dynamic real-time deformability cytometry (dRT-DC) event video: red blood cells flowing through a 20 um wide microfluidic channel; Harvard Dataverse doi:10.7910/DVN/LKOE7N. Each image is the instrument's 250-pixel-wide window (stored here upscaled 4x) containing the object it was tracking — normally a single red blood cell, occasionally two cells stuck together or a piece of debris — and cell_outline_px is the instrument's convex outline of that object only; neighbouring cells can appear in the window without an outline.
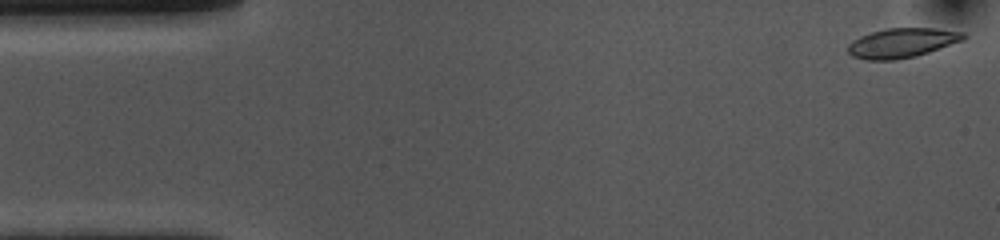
{"species": "common noctule bat (a hibernating species)", "species_latin": "Nyctalus noctula", "temperature_condition": "cold", "stored_images_in_passage": 53, "camera_frame_rate_fps": 3000, "um_per_image_px": 0.085, "animal": {"sex": "female", "body_mass_g": 10.0, "forearm_length_mm": 53.1}, "frame": {"image": 1, "passage_image": 1, "time_ms": 0.0, "image_size_px": [1000, 240], "cell_outline_px": [[968, 36], [964, 40], [916, 56], [896, 60], [864, 60], [852, 56], [848, 52], [848, 44], [852, 40], [860, 36], [872, 32], [888, 28], [936, 28], [964, 32]], "centroid_in_image_um": [76.67, 3.65], "position_along_channel_um": 8.3, "area_um2": 20.0}}
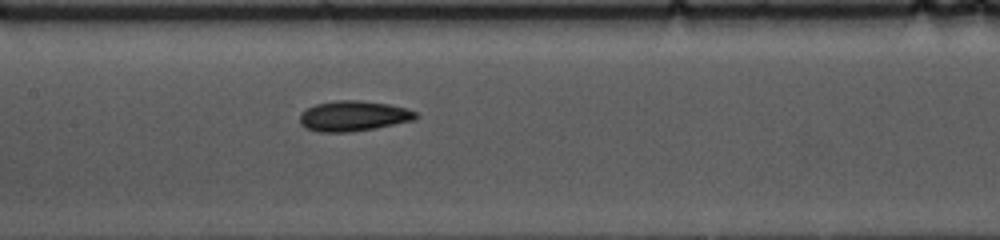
{"frame": {"image": 2, "passage_image": 24, "time_ms": 7.667, "image_size_px": [1000, 240], "cell_outline_px": [[420, 116], [416, 120], [376, 128], [348, 132], [320, 132], [304, 128], [300, 124], [300, 112], [316, 104], [336, 100], [356, 100], [388, 104], [404, 108], [416, 112]], "centroid_in_image_um": [30.04, 9.87], "position_along_channel_um": 177.4, "area_um2": 20.58}}
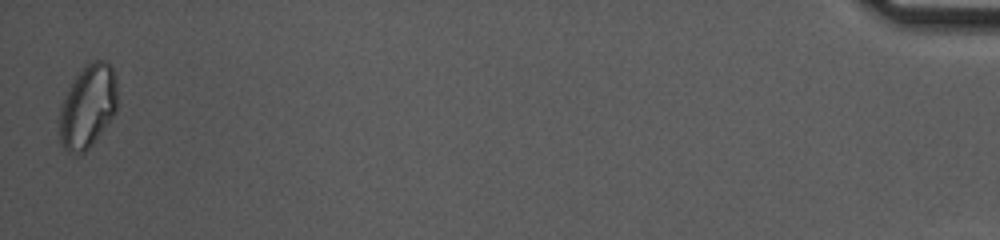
{"frame": {"image": 3, "passage_image": 53, "time_ms": 17.333, "image_size_px": [1000, 240], "cell_outline_px": [[116, 112], [92, 144], [84, 152], [68, 152], [60, 144], [60, 108], [76, 72], [92, 60], [108, 60], [116, 76]], "centroid_in_image_um": [7.47, 9.0], "position_along_channel_um": 427.7, "area_um2": 27.98}, "authors_computed_cell_mechanics": {"area_um2": 19.8832, "velocity_mm_per_s": 3.6214, "shape_relaxation_time_tau1_ms": 6.9018, "shape_relaxation_time_tau2_ms": 6.1065, "deformation_change_tau1": 0.1454, "deformation_change_tau2": 0.1089}}